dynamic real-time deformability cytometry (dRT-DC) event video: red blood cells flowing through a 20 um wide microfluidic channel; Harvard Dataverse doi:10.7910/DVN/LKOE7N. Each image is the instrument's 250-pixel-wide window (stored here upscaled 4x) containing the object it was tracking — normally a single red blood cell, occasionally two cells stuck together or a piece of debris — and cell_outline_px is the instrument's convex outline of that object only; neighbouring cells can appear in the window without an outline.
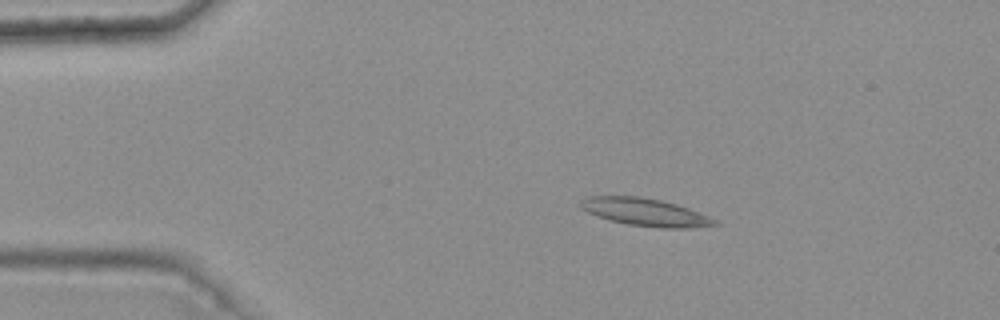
{"species": "common noctule bat (a hibernating species)", "species_latin": "Nyctalus noctula", "temperature_condition": "warm", "stored_images_in_passage": 6, "camera_frame_rate_fps": 3000, "um_per_image_px": 0.085, "animal": {"sex": "female", "body_mass_g": 25.1}, "frame": {"image": 1, "passage_image": 2, "time_ms": 0.333, "image_size_px": [1000, 320], "cell_outline_px": [[720, 224], [692, 228], [660, 228], [628, 224], [608, 220], [596, 216], [580, 208], [580, 200], [588, 196], [640, 196], [660, 200], [676, 204], [688, 208], [708, 216], [716, 220]], "centroid_in_image_um": [54.82, 18.03], "position_along_channel_um": 30.2, "area_um2": 21.62}}
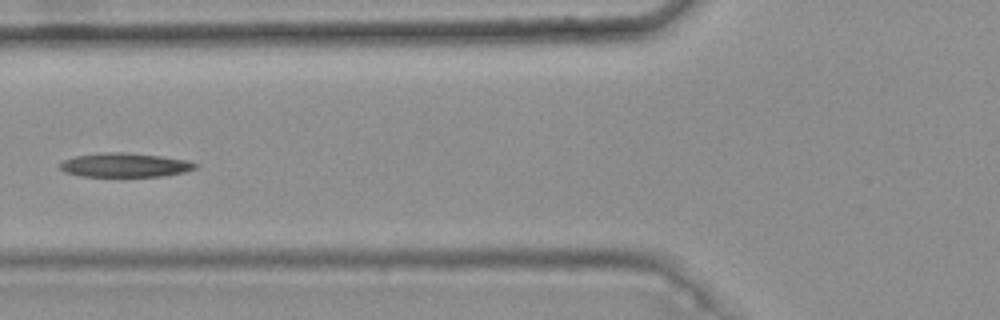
{"frame": {"image": 2, "passage_image": 5, "time_ms": 1.333, "image_size_px": [1000, 320], "cell_outline_px": [[200, 164], [196, 168], [184, 172], [164, 176], [80, 176], [64, 172], [60, 168], [60, 164], [64, 160], [76, 156], [104, 152], [124, 152], [160, 156], [188, 160]], "centroid_in_image_um": [10.65, 14.03], "position_along_channel_um": 115.2, "area_um2": 18.96}}
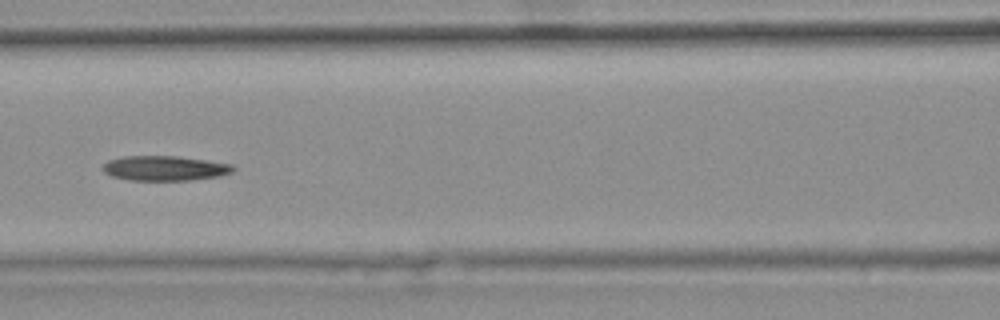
{"frame": {"image": 3, "passage_image": 6, "time_ms": 1.667, "image_size_px": [1000, 320], "cell_outline_px": [[236, 168], [232, 172], [220, 176], [188, 180], [128, 180], [112, 176], [104, 172], [100, 168], [108, 160], [124, 156], [176, 156], [232, 164]], "centroid_in_image_um": [13.98, 14.3], "position_along_channel_um": 152.6, "area_um2": 18.84}}